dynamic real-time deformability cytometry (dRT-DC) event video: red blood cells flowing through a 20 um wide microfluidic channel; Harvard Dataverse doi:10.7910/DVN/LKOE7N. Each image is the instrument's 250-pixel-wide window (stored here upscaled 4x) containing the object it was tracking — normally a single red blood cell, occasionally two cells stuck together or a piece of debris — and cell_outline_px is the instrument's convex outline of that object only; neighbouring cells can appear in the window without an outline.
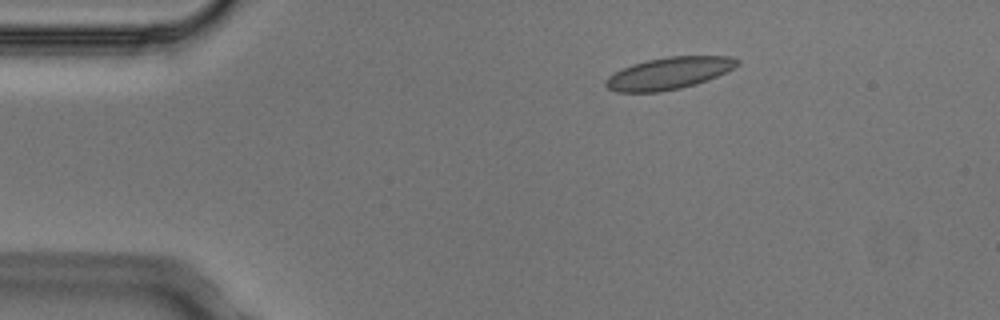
{"species": "Egyptian fruit bat (a non-hibernating species)", "species_latin": "Rousettus aegyptiacus", "temperature_condition": "cold", "stored_images_in_passage": 4, "camera_frame_rate_fps": 3000, "um_per_image_px": 0.085, "animal": {"sex": "male"}, "frame": {"image": 1, "passage_image": 2, "time_ms": 0.333, "image_size_px": [1000, 320], "cell_outline_px": [[740, 64], [716, 76], [696, 84], [680, 88], [660, 92], [616, 92], [608, 88], [604, 84], [604, 80], [608, 76], [632, 64], [648, 60], [668, 56], [728, 56], [740, 60]], "centroid_in_image_um": [56.83, 6.23], "position_along_channel_um": 28.2, "area_um2": 24.33}}
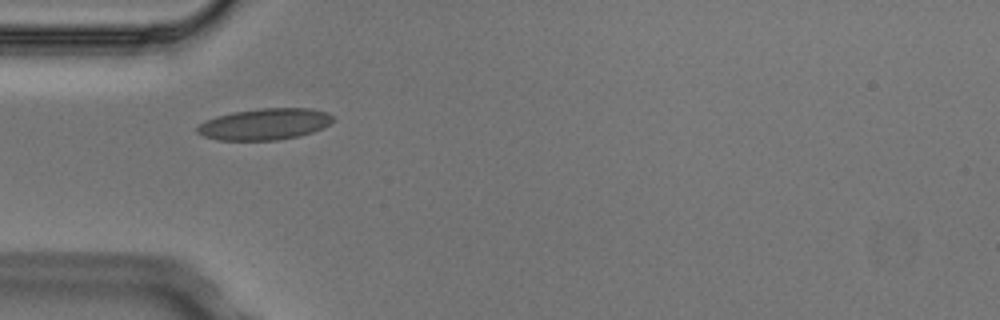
{"frame": {"image": 2, "passage_image": 4, "time_ms": 1.0, "image_size_px": [1000, 320], "cell_outline_px": [[332, 124], [324, 128], [300, 136], [276, 140], [216, 140], [204, 136], [196, 132], [196, 128], [204, 120], [216, 116], [232, 112], [260, 108], [312, 108], [328, 112], [332, 116]], "centroid_in_image_um": [22.51, 10.55], "position_along_channel_um": 62.5, "area_um2": 25.09}}